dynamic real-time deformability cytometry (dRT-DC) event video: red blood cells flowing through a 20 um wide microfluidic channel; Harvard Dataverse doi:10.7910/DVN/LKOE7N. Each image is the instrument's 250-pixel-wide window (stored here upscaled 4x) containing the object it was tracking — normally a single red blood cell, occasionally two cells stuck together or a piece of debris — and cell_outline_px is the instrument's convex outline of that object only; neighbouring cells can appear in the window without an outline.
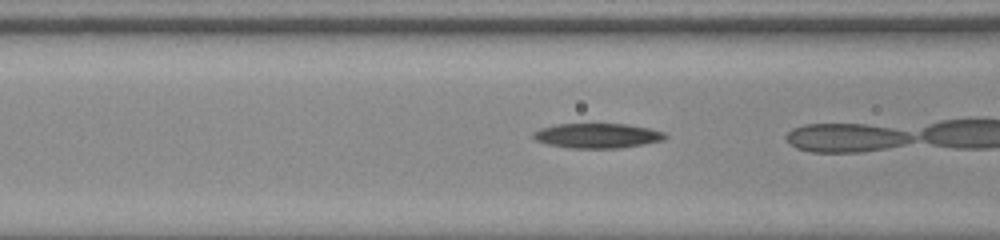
{"species": "common noctule bat (a hibernating species)", "species_latin": "Nyctalus noctula", "temperature_condition": "room temperature", "stored_images_in_passage": 12, "camera_frame_rate_fps": 3000, "um_per_image_px": 0.085, "animal": {"sex": "male", "body_mass_g": 20.0, "forearm_length_mm": 53.3}, "frame": {"image": 1, "passage_image": 4, "time_ms": 1.0, "image_size_px": [1000, 240], "cell_outline_px": [[668, 136], [664, 140], [644, 144], [620, 148], [568, 148], [548, 144], [536, 140], [532, 136], [532, 132], [540, 128], [556, 124], [628, 124], [648, 128], [664, 132]], "centroid_in_image_um": [50.77, 11.53], "position_along_channel_um": 115.8, "area_um2": 19.13}}